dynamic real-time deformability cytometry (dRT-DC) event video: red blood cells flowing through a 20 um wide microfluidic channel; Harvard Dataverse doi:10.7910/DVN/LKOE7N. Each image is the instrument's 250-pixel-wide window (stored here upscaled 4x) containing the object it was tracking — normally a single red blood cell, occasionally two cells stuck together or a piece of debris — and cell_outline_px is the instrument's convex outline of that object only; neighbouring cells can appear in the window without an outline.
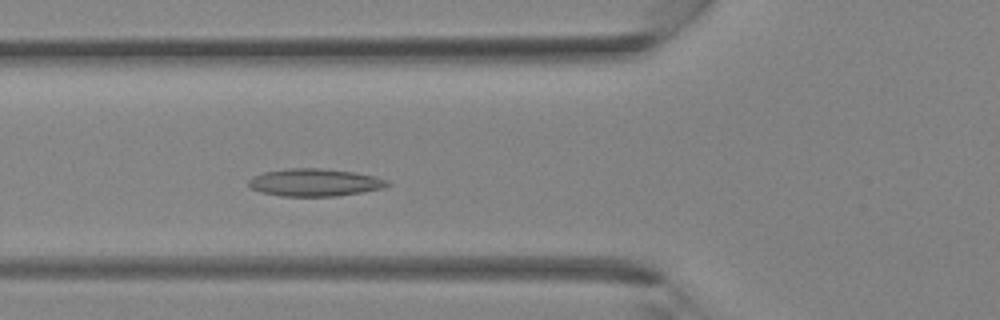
{"species": "Egyptian fruit bat (a non-hibernating species)", "species_latin": "Rousettus aegyptiacus", "temperature_condition": "room temperature", "stored_images_in_passage": 33, "camera_frame_rate_fps": 3000, "um_per_image_px": 0.085, "animal": {"sex": "female"}, "frame": {"image": 1, "passage_image": 10, "time_ms": 3.0, "image_size_px": [1000, 320], "cell_outline_px": [[392, 184], [384, 188], [336, 196], [280, 196], [260, 192], [252, 188], [248, 184], [248, 180], [252, 176], [264, 172], [288, 168], [320, 168], [356, 172], [376, 176], [388, 180]], "centroid_in_image_um": [26.77, 15.5], "position_along_channel_um": 99.0, "area_um2": 22.43}}
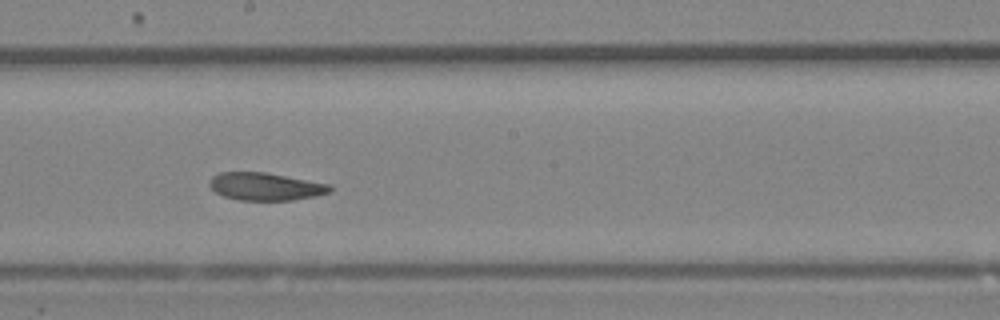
{"frame": {"image": 2, "passage_image": 17, "time_ms": 5.333, "image_size_px": [1000, 320], "cell_outline_px": [[332, 192], [316, 196], [292, 200], [240, 200], [224, 196], [216, 192], [208, 184], [208, 180], [212, 176], [220, 172], [264, 172], [328, 184], [332, 188]], "centroid_in_image_um": [22.54, 15.85], "position_along_channel_um": 225.7, "area_um2": 19.31}}
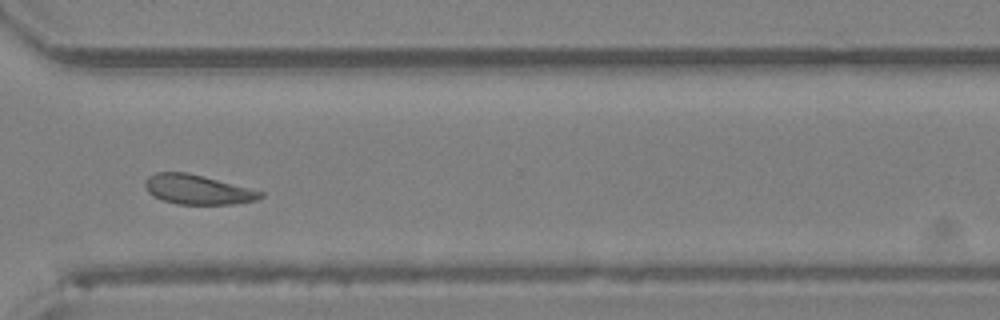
{"frame": {"image": 3, "passage_image": 24, "time_ms": 7.667, "image_size_px": [1000, 320], "cell_outline_px": [[264, 196], [256, 200], [232, 204], [176, 204], [152, 196], [144, 188], [144, 180], [148, 176], [156, 172], [188, 172], [204, 176], [264, 192]], "centroid_in_image_um": [16.75, 16.1], "position_along_channel_um": 353.9, "area_um2": 19.94}}